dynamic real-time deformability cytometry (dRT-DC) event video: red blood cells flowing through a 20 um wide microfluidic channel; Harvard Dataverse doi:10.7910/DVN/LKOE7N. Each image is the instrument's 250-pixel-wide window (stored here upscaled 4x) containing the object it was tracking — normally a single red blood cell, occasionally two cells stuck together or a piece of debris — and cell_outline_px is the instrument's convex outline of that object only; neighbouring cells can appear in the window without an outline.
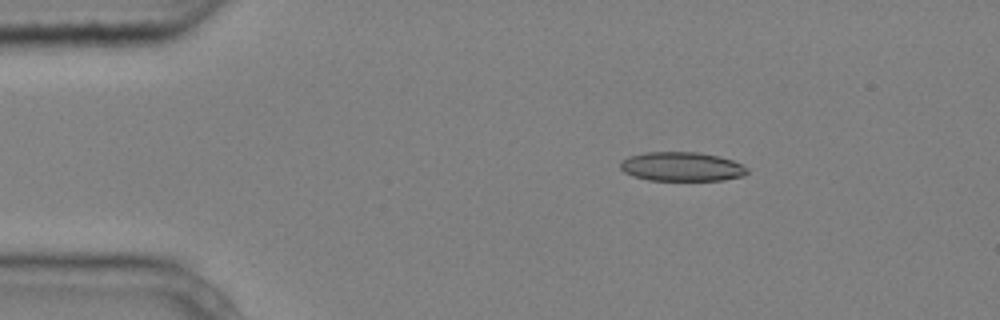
{"species": "common noctule bat (a hibernating species)", "species_latin": "Nyctalus noctula", "temperature_condition": "cold", "stored_images_in_passage": 4, "camera_frame_rate_fps": 3000, "um_per_image_px": 0.085, "animal": {"sex": "male", "body_mass_g": 20.4}, "frame": {"image": 1, "passage_image": 1, "time_ms": 0.0, "image_size_px": [1000, 320], "cell_outline_px": [[748, 172], [744, 176], [724, 180], [648, 180], [632, 176], [624, 172], [620, 168], [620, 160], [628, 156], [644, 152], [696, 152], [716, 156], [732, 160], [748, 168]], "centroid_in_image_um": [57.9, 14.16], "position_along_channel_um": 27.1, "area_um2": 21.62}}
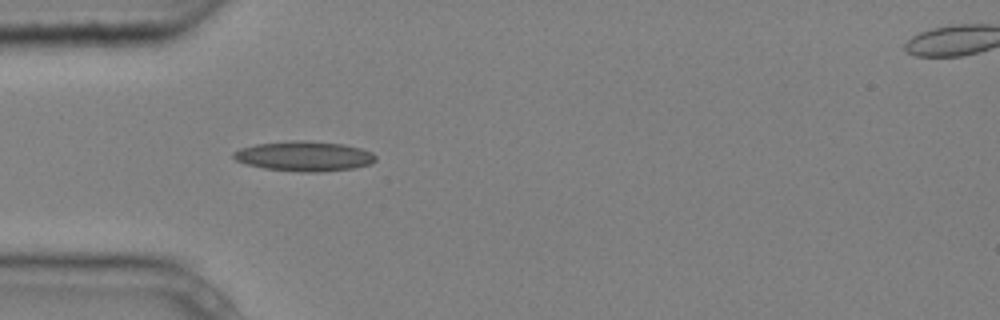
{"frame": {"image": 2, "passage_image": 3, "time_ms": 0.667, "image_size_px": [1000, 320], "cell_outline_px": [[376, 160], [372, 164], [352, 168], [316, 172], [304, 172], [264, 168], [248, 164], [236, 160], [232, 156], [232, 152], [240, 148], [256, 144], [292, 140], [304, 140], [344, 144], [360, 148], [372, 152], [376, 156]], "centroid_in_image_um": [25.87, 13.26], "position_along_channel_um": 59.1, "area_um2": 24.74}}